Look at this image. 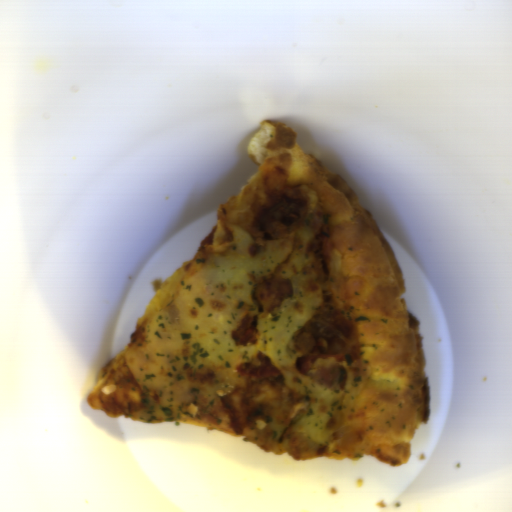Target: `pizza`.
<instances>
[{
    "instance_id": "pizza-1",
    "label": "pizza",
    "mask_w": 512,
    "mask_h": 512,
    "mask_svg": "<svg viewBox=\"0 0 512 512\" xmlns=\"http://www.w3.org/2000/svg\"><path fill=\"white\" fill-rule=\"evenodd\" d=\"M247 153L259 165L235 196L216 210L215 229L198 245L193 258L164 281L136 321L127 346L97 373L88 404L112 417L140 420L146 398L126 360V351L144 338L183 282L225 254L233 245L232 225L255 240L260 211L283 188H303L310 208L304 225L312 227L305 253H312L322 303L343 310L357 337L354 362L318 358L306 372L321 383L330 366L347 371L337 423L327 445L295 431L299 417L314 402L288 386H263L256 403L262 410L253 427L237 434L220 400H200L179 416L152 423H183L243 438L267 454L292 461L325 456L358 461L374 456L392 467L408 462L420 425L430 422L429 384L423 335L406 308L403 271L371 213L334 170L309 155L299 134L284 122L266 119Z\"/></svg>"
}]
</instances>
